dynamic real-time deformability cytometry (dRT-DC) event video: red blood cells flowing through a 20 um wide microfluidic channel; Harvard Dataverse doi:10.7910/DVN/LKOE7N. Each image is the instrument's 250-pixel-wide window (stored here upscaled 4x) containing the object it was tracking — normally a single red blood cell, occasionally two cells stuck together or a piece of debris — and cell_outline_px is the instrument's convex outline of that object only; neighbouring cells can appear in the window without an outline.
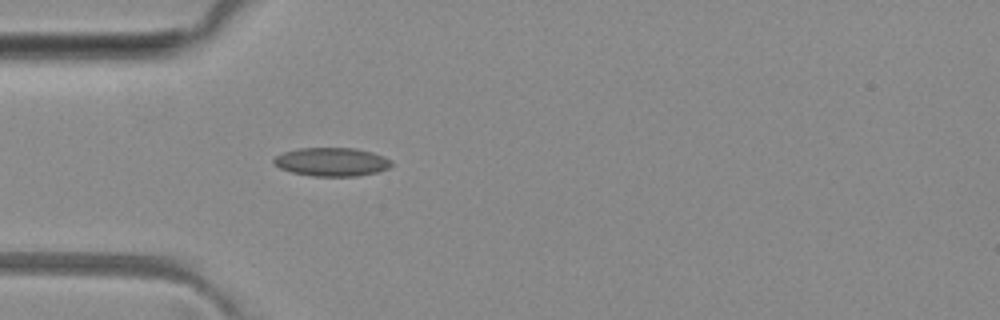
{"species": "common noctule bat (a hibernating species)", "species_latin": "Nyctalus noctula", "temperature_condition": "room temperature", "stored_images_in_passage": 1, "camera_frame_rate_fps": 3000, "um_per_image_px": 0.085, "animal": {"sex": "female", "body_mass_g": 29.2, "forearm_length_mm": 56.3}, "frame": {"image": 1, "passage_image": 1, "time_ms": 0.0, "image_size_px": [1000, 320], "cell_outline_px": [[392, 164], [388, 168], [376, 172], [356, 176], [312, 176], [292, 172], [280, 168], [272, 164], [272, 160], [276, 156], [284, 152], [300, 148], [356, 148], [372, 152], [384, 156], [392, 160]], "centroid_in_image_um": [28.19, 13.76], "position_along_channel_um": 56.8, "area_um2": 19.59}}